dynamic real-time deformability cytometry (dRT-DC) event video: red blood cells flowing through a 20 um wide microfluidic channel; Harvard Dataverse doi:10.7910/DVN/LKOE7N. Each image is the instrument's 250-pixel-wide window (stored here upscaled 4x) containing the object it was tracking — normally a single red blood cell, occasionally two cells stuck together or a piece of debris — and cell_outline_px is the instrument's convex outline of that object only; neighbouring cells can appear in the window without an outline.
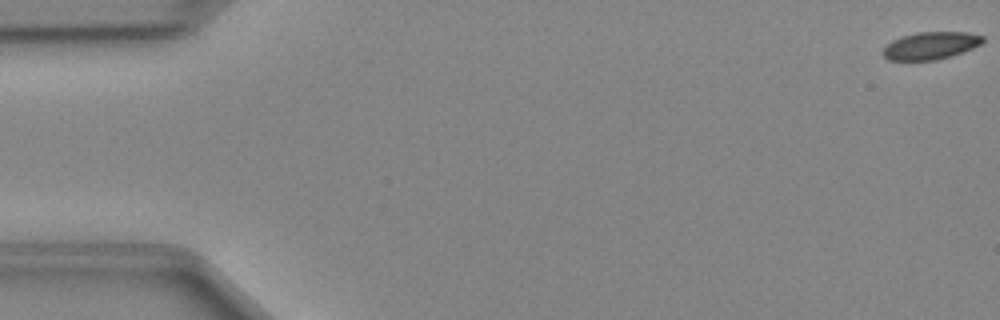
{"species": "Egyptian fruit bat (a non-hibernating species)", "species_latin": "Rousettus aegyptiacus", "temperature_condition": "cold", "stored_images_in_passage": 49, "camera_frame_rate_fps": 3000, "um_per_image_px": 0.085, "animal": {"sex": "female"}, "frame": {"image": 1, "passage_image": 1, "time_ms": 0.0, "image_size_px": [1000, 320], "cell_outline_px": [[984, 40], [980, 44], [972, 48], [952, 56], [936, 60], [888, 60], [880, 52], [892, 40], [916, 32], [968, 32], [984, 36]], "centroid_in_image_um": [79.1, 3.88], "position_along_channel_um": 5.9, "area_um2": 15.95}}
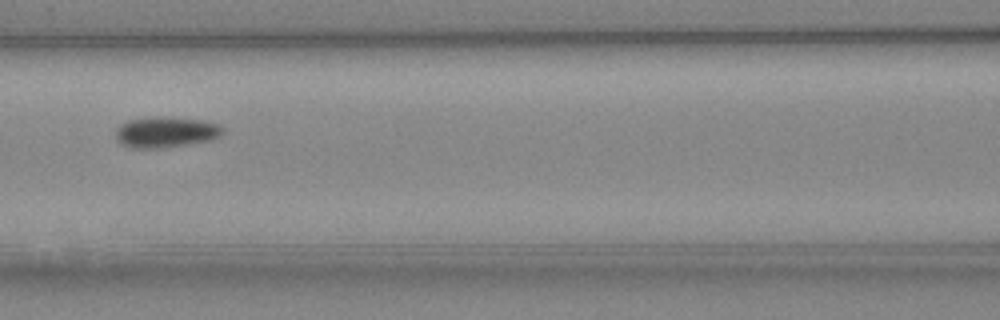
{"frame": {"image": 2, "passage_image": 22, "time_ms": 7.0, "image_size_px": [1000, 320], "cell_outline_px": [[224, 132], [220, 136], [208, 140], [160, 148], [132, 148], [120, 144], [116, 140], [116, 128], [120, 124], [128, 120], [152, 116], [204, 120], [220, 124], [224, 128]], "centroid_in_image_um": [14.06, 11.22], "position_along_channel_um": 152.5, "area_um2": 19.25}}
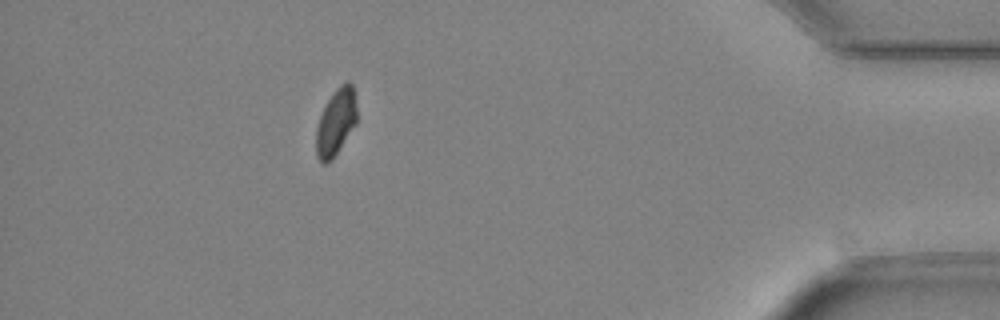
{"frame": {"image": 3, "passage_image": 44, "time_ms": 14.333, "image_size_px": [1000, 320], "cell_outline_px": [[356, 124], [332, 160], [328, 164], [324, 164], [316, 156], [316, 128], [320, 116], [332, 92], [340, 84], [348, 80], [352, 84], [356, 108]], "centroid_in_image_um": [28.54, 10.4], "position_along_channel_um": 406.7, "area_um2": 15.78}}